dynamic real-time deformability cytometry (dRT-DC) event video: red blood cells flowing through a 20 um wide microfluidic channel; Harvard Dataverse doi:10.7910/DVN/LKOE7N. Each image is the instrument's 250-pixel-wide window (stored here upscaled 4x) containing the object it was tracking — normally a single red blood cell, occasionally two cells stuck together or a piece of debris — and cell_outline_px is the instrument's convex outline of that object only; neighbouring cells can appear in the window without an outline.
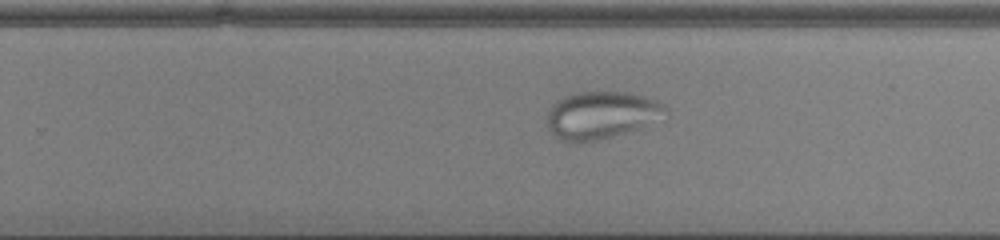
{"species": "common noctule bat (a hibernating species)", "species_latin": "Nyctalus noctula", "temperature_condition": "cold", "stored_images_in_passage": 34, "camera_frame_rate_fps": 3000, "um_per_image_px": 0.085, "animal": {"sex": "male", "body_mass_g": 13.0, "forearm_length_mm": 53.1}, "frame": {"image": 1, "passage_image": 18, "time_ms": 5.667, "image_size_px": [1000, 240], "cell_outline_px": [[668, 112], [640, 128], [612, 136], [580, 144], [572, 144], [556, 140], [548, 128], [548, 112], [552, 104], [556, 100], [564, 96], [576, 92], [628, 92], [644, 96], [656, 100], [664, 104], [668, 108]], "centroid_in_image_um": [51.05, 9.8], "position_along_channel_um": 278.8, "area_um2": 33.06}}
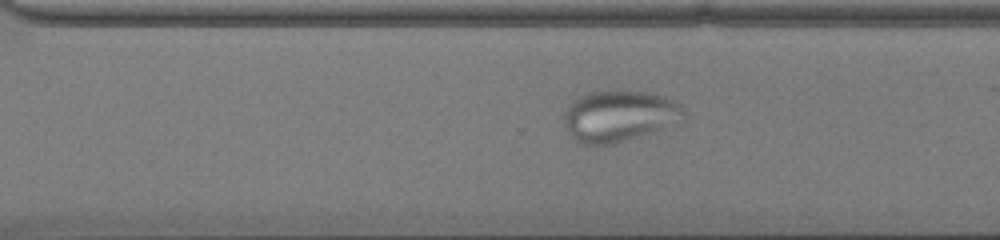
{"frame": {"image": 2, "passage_image": 21, "time_ms": 6.667, "image_size_px": [1000, 240], "cell_outline_px": [[688, 112], [684, 120], [612, 144], [584, 144], [576, 140], [572, 136], [564, 124], [564, 112], [572, 100], [588, 92], [616, 88], [644, 92], [664, 96], [680, 104]], "centroid_in_image_um": [52.63, 9.8], "position_along_channel_um": 318.0, "area_um2": 35.84}}